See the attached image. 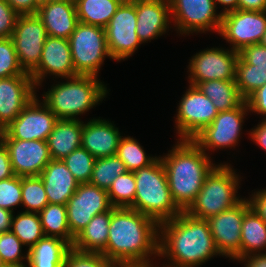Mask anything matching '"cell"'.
Here are the masks:
<instances>
[{"instance_id": "obj_28", "label": "cell", "mask_w": 266, "mask_h": 267, "mask_svg": "<svg viewBox=\"0 0 266 267\" xmlns=\"http://www.w3.org/2000/svg\"><path fill=\"white\" fill-rule=\"evenodd\" d=\"M266 223L250 208L244 215L241 226L240 258L254 253H266Z\"/></svg>"}, {"instance_id": "obj_12", "label": "cell", "mask_w": 266, "mask_h": 267, "mask_svg": "<svg viewBox=\"0 0 266 267\" xmlns=\"http://www.w3.org/2000/svg\"><path fill=\"white\" fill-rule=\"evenodd\" d=\"M249 112L246 101L236 109L219 112L212 123L192 141L205 153L206 150L235 147L242 133L244 116Z\"/></svg>"}, {"instance_id": "obj_49", "label": "cell", "mask_w": 266, "mask_h": 267, "mask_svg": "<svg viewBox=\"0 0 266 267\" xmlns=\"http://www.w3.org/2000/svg\"><path fill=\"white\" fill-rule=\"evenodd\" d=\"M262 122L258 123L256 127L250 130L249 135L251 140L254 141L259 147L266 151V119L263 118Z\"/></svg>"}, {"instance_id": "obj_19", "label": "cell", "mask_w": 266, "mask_h": 267, "mask_svg": "<svg viewBox=\"0 0 266 267\" xmlns=\"http://www.w3.org/2000/svg\"><path fill=\"white\" fill-rule=\"evenodd\" d=\"M60 78L78 76L72 62L69 40L47 36L38 67L30 74L35 87L39 89L45 76Z\"/></svg>"}, {"instance_id": "obj_42", "label": "cell", "mask_w": 266, "mask_h": 267, "mask_svg": "<svg viewBox=\"0 0 266 267\" xmlns=\"http://www.w3.org/2000/svg\"><path fill=\"white\" fill-rule=\"evenodd\" d=\"M64 267H118L99 253H86L73 248L68 252Z\"/></svg>"}, {"instance_id": "obj_6", "label": "cell", "mask_w": 266, "mask_h": 267, "mask_svg": "<svg viewBox=\"0 0 266 267\" xmlns=\"http://www.w3.org/2000/svg\"><path fill=\"white\" fill-rule=\"evenodd\" d=\"M236 173L228 163L215 165L207 174L196 199L185 212L207 220L240 203L243 198L236 193L240 188L241 177Z\"/></svg>"}, {"instance_id": "obj_38", "label": "cell", "mask_w": 266, "mask_h": 267, "mask_svg": "<svg viewBox=\"0 0 266 267\" xmlns=\"http://www.w3.org/2000/svg\"><path fill=\"white\" fill-rule=\"evenodd\" d=\"M95 157L80 147L63 159L66 167L79 184L88 183L91 179Z\"/></svg>"}, {"instance_id": "obj_7", "label": "cell", "mask_w": 266, "mask_h": 267, "mask_svg": "<svg viewBox=\"0 0 266 267\" xmlns=\"http://www.w3.org/2000/svg\"><path fill=\"white\" fill-rule=\"evenodd\" d=\"M68 40L76 74L98 77L105 58L111 59L105 28L78 22Z\"/></svg>"}, {"instance_id": "obj_55", "label": "cell", "mask_w": 266, "mask_h": 267, "mask_svg": "<svg viewBox=\"0 0 266 267\" xmlns=\"http://www.w3.org/2000/svg\"><path fill=\"white\" fill-rule=\"evenodd\" d=\"M59 1H63L64 3L76 6L79 0H59Z\"/></svg>"}, {"instance_id": "obj_17", "label": "cell", "mask_w": 266, "mask_h": 267, "mask_svg": "<svg viewBox=\"0 0 266 267\" xmlns=\"http://www.w3.org/2000/svg\"><path fill=\"white\" fill-rule=\"evenodd\" d=\"M250 208L248 199L244 198L234 207L207 219L215 246L222 257L240 259L242 220Z\"/></svg>"}, {"instance_id": "obj_26", "label": "cell", "mask_w": 266, "mask_h": 267, "mask_svg": "<svg viewBox=\"0 0 266 267\" xmlns=\"http://www.w3.org/2000/svg\"><path fill=\"white\" fill-rule=\"evenodd\" d=\"M72 246L65 240L44 236L28 249L26 267H64L68 252Z\"/></svg>"}, {"instance_id": "obj_14", "label": "cell", "mask_w": 266, "mask_h": 267, "mask_svg": "<svg viewBox=\"0 0 266 267\" xmlns=\"http://www.w3.org/2000/svg\"><path fill=\"white\" fill-rule=\"evenodd\" d=\"M266 31V11L237 9L223 14L219 35L230 44L232 50L260 43Z\"/></svg>"}, {"instance_id": "obj_44", "label": "cell", "mask_w": 266, "mask_h": 267, "mask_svg": "<svg viewBox=\"0 0 266 267\" xmlns=\"http://www.w3.org/2000/svg\"><path fill=\"white\" fill-rule=\"evenodd\" d=\"M238 53L247 64L254 65V68L266 69V48L260 43L246 46Z\"/></svg>"}, {"instance_id": "obj_29", "label": "cell", "mask_w": 266, "mask_h": 267, "mask_svg": "<svg viewBox=\"0 0 266 267\" xmlns=\"http://www.w3.org/2000/svg\"><path fill=\"white\" fill-rule=\"evenodd\" d=\"M197 88L212 101L219 112L236 109L245 101L236 81L209 80L199 83Z\"/></svg>"}, {"instance_id": "obj_23", "label": "cell", "mask_w": 266, "mask_h": 267, "mask_svg": "<svg viewBox=\"0 0 266 267\" xmlns=\"http://www.w3.org/2000/svg\"><path fill=\"white\" fill-rule=\"evenodd\" d=\"M39 176L50 204L66 205L80 185L63 160L52 159Z\"/></svg>"}, {"instance_id": "obj_32", "label": "cell", "mask_w": 266, "mask_h": 267, "mask_svg": "<svg viewBox=\"0 0 266 267\" xmlns=\"http://www.w3.org/2000/svg\"><path fill=\"white\" fill-rule=\"evenodd\" d=\"M14 216L13 214L10 231L20 239L24 246L29 247L28 249L45 236L38 213L23 211L16 217Z\"/></svg>"}, {"instance_id": "obj_30", "label": "cell", "mask_w": 266, "mask_h": 267, "mask_svg": "<svg viewBox=\"0 0 266 267\" xmlns=\"http://www.w3.org/2000/svg\"><path fill=\"white\" fill-rule=\"evenodd\" d=\"M121 0H79L78 22L105 28L121 5Z\"/></svg>"}, {"instance_id": "obj_56", "label": "cell", "mask_w": 266, "mask_h": 267, "mask_svg": "<svg viewBox=\"0 0 266 267\" xmlns=\"http://www.w3.org/2000/svg\"><path fill=\"white\" fill-rule=\"evenodd\" d=\"M260 44L266 48V31L263 34Z\"/></svg>"}, {"instance_id": "obj_24", "label": "cell", "mask_w": 266, "mask_h": 267, "mask_svg": "<svg viewBox=\"0 0 266 267\" xmlns=\"http://www.w3.org/2000/svg\"><path fill=\"white\" fill-rule=\"evenodd\" d=\"M37 16L46 28L47 36L69 39L78 23L76 6L51 0L39 6Z\"/></svg>"}, {"instance_id": "obj_33", "label": "cell", "mask_w": 266, "mask_h": 267, "mask_svg": "<svg viewBox=\"0 0 266 267\" xmlns=\"http://www.w3.org/2000/svg\"><path fill=\"white\" fill-rule=\"evenodd\" d=\"M125 164L117 155L95 159L90 184L108 190L112 182L127 172Z\"/></svg>"}, {"instance_id": "obj_41", "label": "cell", "mask_w": 266, "mask_h": 267, "mask_svg": "<svg viewBox=\"0 0 266 267\" xmlns=\"http://www.w3.org/2000/svg\"><path fill=\"white\" fill-rule=\"evenodd\" d=\"M21 194V177L14 175L8 179L0 180V208L13 212V209L21 205Z\"/></svg>"}, {"instance_id": "obj_47", "label": "cell", "mask_w": 266, "mask_h": 267, "mask_svg": "<svg viewBox=\"0 0 266 267\" xmlns=\"http://www.w3.org/2000/svg\"><path fill=\"white\" fill-rule=\"evenodd\" d=\"M248 198L250 207L264 220L266 223V189L255 191Z\"/></svg>"}, {"instance_id": "obj_35", "label": "cell", "mask_w": 266, "mask_h": 267, "mask_svg": "<svg viewBox=\"0 0 266 267\" xmlns=\"http://www.w3.org/2000/svg\"><path fill=\"white\" fill-rule=\"evenodd\" d=\"M236 85L240 95L246 99L255 90L266 84V69L254 68L240 57L236 64Z\"/></svg>"}, {"instance_id": "obj_59", "label": "cell", "mask_w": 266, "mask_h": 267, "mask_svg": "<svg viewBox=\"0 0 266 267\" xmlns=\"http://www.w3.org/2000/svg\"><path fill=\"white\" fill-rule=\"evenodd\" d=\"M122 2H132V1H135V0H121Z\"/></svg>"}, {"instance_id": "obj_52", "label": "cell", "mask_w": 266, "mask_h": 267, "mask_svg": "<svg viewBox=\"0 0 266 267\" xmlns=\"http://www.w3.org/2000/svg\"><path fill=\"white\" fill-rule=\"evenodd\" d=\"M13 214L14 213L8 209L0 208V234L11 230Z\"/></svg>"}, {"instance_id": "obj_46", "label": "cell", "mask_w": 266, "mask_h": 267, "mask_svg": "<svg viewBox=\"0 0 266 267\" xmlns=\"http://www.w3.org/2000/svg\"><path fill=\"white\" fill-rule=\"evenodd\" d=\"M6 2L19 15H36L39 9L35 0H6Z\"/></svg>"}, {"instance_id": "obj_45", "label": "cell", "mask_w": 266, "mask_h": 267, "mask_svg": "<svg viewBox=\"0 0 266 267\" xmlns=\"http://www.w3.org/2000/svg\"><path fill=\"white\" fill-rule=\"evenodd\" d=\"M245 101L249 111L261 114L266 119V84L255 90Z\"/></svg>"}, {"instance_id": "obj_36", "label": "cell", "mask_w": 266, "mask_h": 267, "mask_svg": "<svg viewBox=\"0 0 266 267\" xmlns=\"http://www.w3.org/2000/svg\"><path fill=\"white\" fill-rule=\"evenodd\" d=\"M24 212L39 213L47 204L48 198L40 176L21 177Z\"/></svg>"}, {"instance_id": "obj_39", "label": "cell", "mask_w": 266, "mask_h": 267, "mask_svg": "<svg viewBox=\"0 0 266 267\" xmlns=\"http://www.w3.org/2000/svg\"><path fill=\"white\" fill-rule=\"evenodd\" d=\"M23 243L11 231L0 234V255L7 267H26L23 263L28 262V253H22Z\"/></svg>"}, {"instance_id": "obj_37", "label": "cell", "mask_w": 266, "mask_h": 267, "mask_svg": "<svg viewBox=\"0 0 266 267\" xmlns=\"http://www.w3.org/2000/svg\"><path fill=\"white\" fill-rule=\"evenodd\" d=\"M107 192L113 207H130L134 203L136 194L134 172L127 171L119 175Z\"/></svg>"}, {"instance_id": "obj_53", "label": "cell", "mask_w": 266, "mask_h": 267, "mask_svg": "<svg viewBox=\"0 0 266 267\" xmlns=\"http://www.w3.org/2000/svg\"><path fill=\"white\" fill-rule=\"evenodd\" d=\"M217 4H220L223 7V11L221 10L220 13L225 14L231 11H235L238 9V2L239 0H214Z\"/></svg>"}, {"instance_id": "obj_25", "label": "cell", "mask_w": 266, "mask_h": 267, "mask_svg": "<svg viewBox=\"0 0 266 267\" xmlns=\"http://www.w3.org/2000/svg\"><path fill=\"white\" fill-rule=\"evenodd\" d=\"M82 128L83 121L80 119H58L47 139L51 158L63 160L71 152L80 148Z\"/></svg>"}, {"instance_id": "obj_4", "label": "cell", "mask_w": 266, "mask_h": 267, "mask_svg": "<svg viewBox=\"0 0 266 267\" xmlns=\"http://www.w3.org/2000/svg\"><path fill=\"white\" fill-rule=\"evenodd\" d=\"M65 80L52 85L42 96L43 103L58 119L78 120L77 116L96 107L108 93L106 85L94 76L78 75Z\"/></svg>"}, {"instance_id": "obj_13", "label": "cell", "mask_w": 266, "mask_h": 267, "mask_svg": "<svg viewBox=\"0 0 266 267\" xmlns=\"http://www.w3.org/2000/svg\"><path fill=\"white\" fill-rule=\"evenodd\" d=\"M136 0L122 2L105 27L106 42L111 59L125 60L142 44L136 33Z\"/></svg>"}, {"instance_id": "obj_50", "label": "cell", "mask_w": 266, "mask_h": 267, "mask_svg": "<svg viewBox=\"0 0 266 267\" xmlns=\"http://www.w3.org/2000/svg\"><path fill=\"white\" fill-rule=\"evenodd\" d=\"M237 261L246 262L245 267H266V253H254L244 258L237 259Z\"/></svg>"}, {"instance_id": "obj_3", "label": "cell", "mask_w": 266, "mask_h": 267, "mask_svg": "<svg viewBox=\"0 0 266 267\" xmlns=\"http://www.w3.org/2000/svg\"><path fill=\"white\" fill-rule=\"evenodd\" d=\"M207 154L192 140L178 139L172 150L160 156L172 199L181 211L194 202L207 174L216 165Z\"/></svg>"}, {"instance_id": "obj_54", "label": "cell", "mask_w": 266, "mask_h": 267, "mask_svg": "<svg viewBox=\"0 0 266 267\" xmlns=\"http://www.w3.org/2000/svg\"><path fill=\"white\" fill-rule=\"evenodd\" d=\"M154 264H151V262L149 263H139V264H130V265H126L124 267H157V266H153ZM159 267V266H158ZM161 267H167L166 264Z\"/></svg>"}, {"instance_id": "obj_18", "label": "cell", "mask_w": 266, "mask_h": 267, "mask_svg": "<svg viewBox=\"0 0 266 267\" xmlns=\"http://www.w3.org/2000/svg\"><path fill=\"white\" fill-rule=\"evenodd\" d=\"M9 152L14 175L39 176L52 160L47 141L0 139Z\"/></svg>"}, {"instance_id": "obj_15", "label": "cell", "mask_w": 266, "mask_h": 267, "mask_svg": "<svg viewBox=\"0 0 266 267\" xmlns=\"http://www.w3.org/2000/svg\"><path fill=\"white\" fill-rule=\"evenodd\" d=\"M46 38V28L37 14L19 15L11 39L24 72L31 74L38 67Z\"/></svg>"}, {"instance_id": "obj_21", "label": "cell", "mask_w": 266, "mask_h": 267, "mask_svg": "<svg viewBox=\"0 0 266 267\" xmlns=\"http://www.w3.org/2000/svg\"><path fill=\"white\" fill-rule=\"evenodd\" d=\"M169 16V0H136V33L141 43L165 34L172 23Z\"/></svg>"}, {"instance_id": "obj_1", "label": "cell", "mask_w": 266, "mask_h": 267, "mask_svg": "<svg viewBox=\"0 0 266 267\" xmlns=\"http://www.w3.org/2000/svg\"><path fill=\"white\" fill-rule=\"evenodd\" d=\"M101 254L118 267L151 262L152 255L153 260L159 257V224L129 207H112L108 242Z\"/></svg>"}, {"instance_id": "obj_34", "label": "cell", "mask_w": 266, "mask_h": 267, "mask_svg": "<svg viewBox=\"0 0 266 267\" xmlns=\"http://www.w3.org/2000/svg\"><path fill=\"white\" fill-rule=\"evenodd\" d=\"M116 155L125 164L128 171H136L152 164L158 157L147 156L143 147L133 137H121Z\"/></svg>"}, {"instance_id": "obj_43", "label": "cell", "mask_w": 266, "mask_h": 267, "mask_svg": "<svg viewBox=\"0 0 266 267\" xmlns=\"http://www.w3.org/2000/svg\"><path fill=\"white\" fill-rule=\"evenodd\" d=\"M17 14L6 0H0V38L12 36L17 18Z\"/></svg>"}, {"instance_id": "obj_27", "label": "cell", "mask_w": 266, "mask_h": 267, "mask_svg": "<svg viewBox=\"0 0 266 267\" xmlns=\"http://www.w3.org/2000/svg\"><path fill=\"white\" fill-rule=\"evenodd\" d=\"M112 208L95 215L86 227L75 237L72 248L76 251L101 254L108 242L109 223Z\"/></svg>"}, {"instance_id": "obj_58", "label": "cell", "mask_w": 266, "mask_h": 267, "mask_svg": "<svg viewBox=\"0 0 266 267\" xmlns=\"http://www.w3.org/2000/svg\"><path fill=\"white\" fill-rule=\"evenodd\" d=\"M0 267H7L0 255Z\"/></svg>"}, {"instance_id": "obj_16", "label": "cell", "mask_w": 266, "mask_h": 267, "mask_svg": "<svg viewBox=\"0 0 266 267\" xmlns=\"http://www.w3.org/2000/svg\"><path fill=\"white\" fill-rule=\"evenodd\" d=\"M66 207L68 226L75 238L95 215L109 211L113 206L107 190L88 182L77 187Z\"/></svg>"}, {"instance_id": "obj_9", "label": "cell", "mask_w": 266, "mask_h": 267, "mask_svg": "<svg viewBox=\"0 0 266 267\" xmlns=\"http://www.w3.org/2000/svg\"><path fill=\"white\" fill-rule=\"evenodd\" d=\"M179 101L175 127L179 140H192L209 126L219 111L197 86L189 85Z\"/></svg>"}, {"instance_id": "obj_31", "label": "cell", "mask_w": 266, "mask_h": 267, "mask_svg": "<svg viewBox=\"0 0 266 267\" xmlns=\"http://www.w3.org/2000/svg\"><path fill=\"white\" fill-rule=\"evenodd\" d=\"M38 214L45 236L60 238L73 245L75 238L68 226L66 205L48 203Z\"/></svg>"}, {"instance_id": "obj_48", "label": "cell", "mask_w": 266, "mask_h": 267, "mask_svg": "<svg viewBox=\"0 0 266 267\" xmlns=\"http://www.w3.org/2000/svg\"><path fill=\"white\" fill-rule=\"evenodd\" d=\"M14 176L12 170L9 152L0 141V180H5Z\"/></svg>"}, {"instance_id": "obj_20", "label": "cell", "mask_w": 266, "mask_h": 267, "mask_svg": "<svg viewBox=\"0 0 266 267\" xmlns=\"http://www.w3.org/2000/svg\"><path fill=\"white\" fill-rule=\"evenodd\" d=\"M35 88L30 75L0 78V131L34 98L37 91Z\"/></svg>"}, {"instance_id": "obj_5", "label": "cell", "mask_w": 266, "mask_h": 267, "mask_svg": "<svg viewBox=\"0 0 266 267\" xmlns=\"http://www.w3.org/2000/svg\"><path fill=\"white\" fill-rule=\"evenodd\" d=\"M136 194L129 207L152 218L158 224L171 220L182 211L174 203L161 158L134 171Z\"/></svg>"}, {"instance_id": "obj_10", "label": "cell", "mask_w": 266, "mask_h": 267, "mask_svg": "<svg viewBox=\"0 0 266 267\" xmlns=\"http://www.w3.org/2000/svg\"><path fill=\"white\" fill-rule=\"evenodd\" d=\"M37 97L35 95L21 113L0 132V139L47 141L58 118Z\"/></svg>"}, {"instance_id": "obj_40", "label": "cell", "mask_w": 266, "mask_h": 267, "mask_svg": "<svg viewBox=\"0 0 266 267\" xmlns=\"http://www.w3.org/2000/svg\"><path fill=\"white\" fill-rule=\"evenodd\" d=\"M30 75L21 68L11 37L0 38V78Z\"/></svg>"}, {"instance_id": "obj_8", "label": "cell", "mask_w": 266, "mask_h": 267, "mask_svg": "<svg viewBox=\"0 0 266 267\" xmlns=\"http://www.w3.org/2000/svg\"><path fill=\"white\" fill-rule=\"evenodd\" d=\"M174 27L181 35L190 33L218 32L222 13H217L214 0H169Z\"/></svg>"}, {"instance_id": "obj_22", "label": "cell", "mask_w": 266, "mask_h": 267, "mask_svg": "<svg viewBox=\"0 0 266 267\" xmlns=\"http://www.w3.org/2000/svg\"><path fill=\"white\" fill-rule=\"evenodd\" d=\"M122 135L111 121L99 118L83 122L81 147L97 158L116 155Z\"/></svg>"}, {"instance_id": "obj_2", "label": "cell", "mask_w": 266, "mask_h": 267, "mask_svg": "<svg viewBox=\"0 0 266 267\" xmlns=\"http://www.w3.org/2000/svg\"><path fill=\"white\" fill-rule=\"evenodd\" d=\"M217 255L207 220L182 211L159 224V257L170 260L167 267H199Z\"/></svg>"}, {"instance_id": "obj_11", "label": "cell", "mask_w": 266, "mask_h": 267, "mask_svg": "<svg viewBox=\"0 0 266 267\" xmlns=\"http://www.w3.org/2000/svg\"><path fill=\"white\" fill-rule=\"evenodd\" d=\"M239 53L224 48H206L196 53L188 65L189 84L197 86L209 80H236V64Z\"/></svg>"}, {"instance_id": "obj_57", "label": "cell", "mask_w": 266, "mask_h": 267, "mask_svg": "<svg viewBox=\"0 0 266 267\" xmlns=\"http://www.w3.org/2000/svg\"><path fill=\"white\" fill-rule=\"evenodd\" d=\"M51 0H35V2L40 6L42 4H45V3H48L50 2Z\"/></svg>"}, {"instance_id": "obj_51", "label": "cell", "mask_w": 266, "mask_h": 267, "mask_svg": "<svg viewBox=\"0 0 266 267\" xmlns=\"http://www.w3.org/2000/svg\"><path fill=\"white\" fill-rule=\"evenodd\" d=\"M238 9L244 11H266V0H239Z\"/></svg>"}]
</instances>
